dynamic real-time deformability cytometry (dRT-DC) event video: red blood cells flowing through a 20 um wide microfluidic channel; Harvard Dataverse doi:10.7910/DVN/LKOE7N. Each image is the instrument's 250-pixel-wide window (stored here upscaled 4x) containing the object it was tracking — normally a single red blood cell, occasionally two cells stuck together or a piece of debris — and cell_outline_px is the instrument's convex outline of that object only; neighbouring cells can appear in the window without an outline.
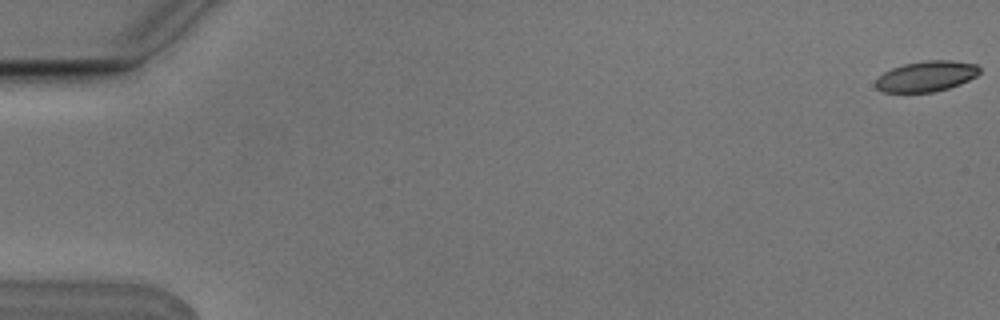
{"species": "Egyptian fruit bat (a non-hibernating species)", "species_latin": "Rousettus aegyptiacus", "temperature_condition": "cold", "stored_images_in_passage": 9, "camera_frame_rate_fps": 3000, "um_per_image_px": 0.085, "animal": {"sex": "male"}, "frame": {"image": 1, "passage_image": 1, "time_ms": 0.0, "image_size_px": [1000, 320], "cell_outline_px": [[980, 72], [976, 76], [960, 84], [948, 88], [932, 92], [884, 92], [876, 88], [876, 80], [884, 72], [892, 68], [904, 64], [924, 60], [952, 60], [976, 64], [980, 68]], "centroid_in_image_um": [78.75, 6.47], "position_along_channel_um": 6.2, "area_um2": 18.44}}
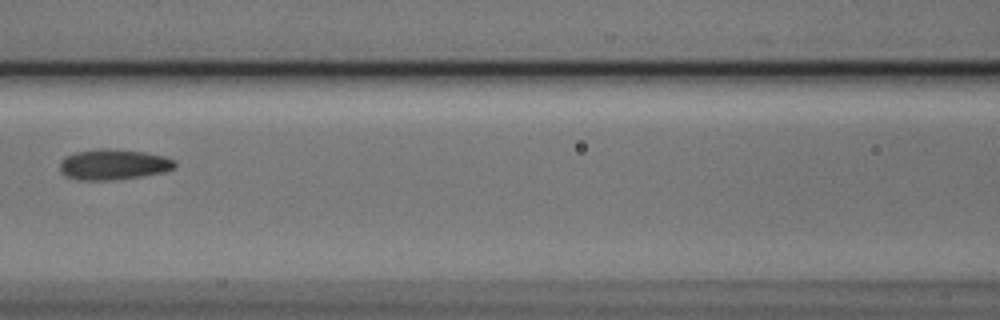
{"frame": {"image": 2, "passage_image": 8, "time_ms": 2.333, "image_size_px": [1000, 320], "cell_outline_px": [[176, 168], [164, 172], [140, 176], [112, 180], [80, 180], [64, 176], [60, 172], [60, 160], [76, 152], [100, 148], [104, 148], [144, 152], [164, 156], [176, 160]], "centroid_in_image_um": [9.65, 13.98], "position_along_channel_um": 157.0, "area_um2": 20.52}}
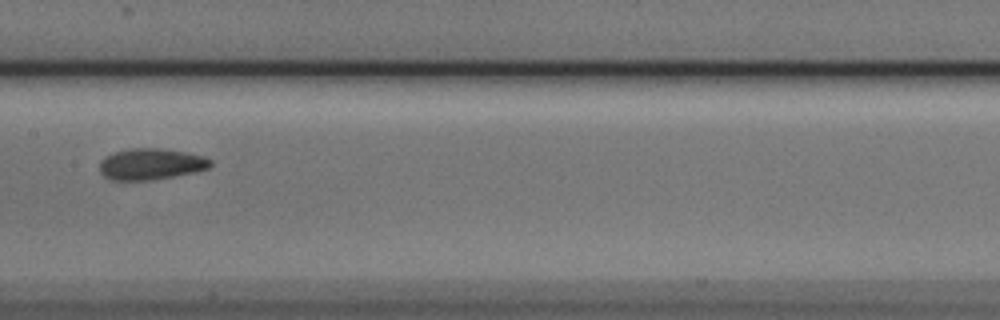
{"frame": {"image": 3, "passage_image": 9, "time_ms": 2.667, "image_size_px": [1000, 320], "cell_outline_px": [[212, 164], [208, 168], [196, 172], [152, 180], [112, 180], [104, 176], [100, 172], [100, 160], [104, 156], [112, 152], [132, 148], [160, 148], [184, 152], [204, 156], [212, 160]], "centroid_in_image_um": [12.81, 13.94], "position_along_channel_um": 194.6, "area_um2": 20.35}}